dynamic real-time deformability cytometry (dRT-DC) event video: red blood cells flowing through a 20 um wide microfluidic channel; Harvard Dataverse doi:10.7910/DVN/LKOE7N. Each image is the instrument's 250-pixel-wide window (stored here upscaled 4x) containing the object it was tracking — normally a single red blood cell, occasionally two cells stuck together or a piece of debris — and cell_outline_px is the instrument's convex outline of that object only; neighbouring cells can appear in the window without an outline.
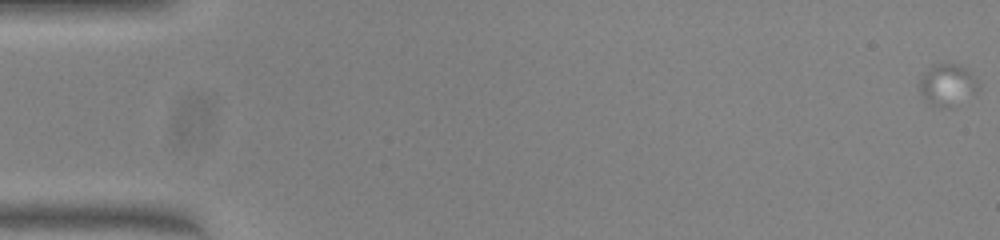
{"species": "common noctule bat (a hibernating species)", "species_latin": "Nyctalus noctula", "temperature_condition": "warm", "stored_images_in_passage": 50, "segment_of_instrument_passage": [1, 2], "camera_frame_rate_fps": 3000, "um_per_image_px": 0.085, "animal": {"sex": "female", "body_mass_g": 23.0, "forearm_length_mm": 53.4}, "frame": {"image": 1, "passage_image": 1, "time_ms": 0.0, "image_size_px": [1000, 240], "cell_outline_px": [[980, 88], [976, 92], [952, 108], [932, 108], [928, 104], [920, 92], [920, 80], [932, 64], [956, 64], [964, 68], [976, 76]], "centroid_in_image_um": [80.54, 7.26], "position_along_channel_um": 4.5, "area_um2": 14.51}}
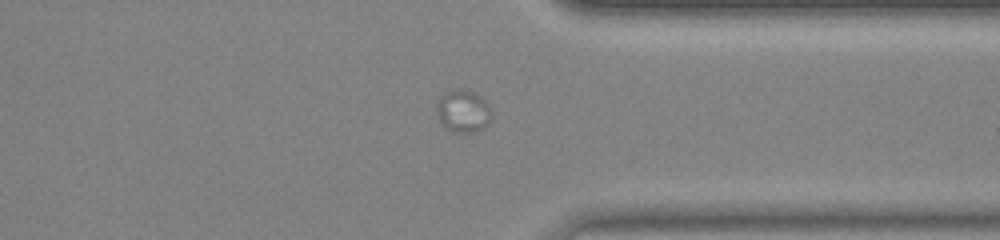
{"frame": {"image": 2, "passage_image": 44, "time_ms": 14.333, "image_size_px": [1000, 240], "cell_outline_px": [[492, 116], [488, 124], [484, 128], [472, 132], [452, 132], [440, 120], [436, 108], [436, 100], [440, 96], [452, 88], [464, 88], [476, 92], [484, 100], [492, 112]], "centroid_in_image_um": [39.37, 9.4], "position_along_channel_um": 372.0, "area_um2": 13.76}}